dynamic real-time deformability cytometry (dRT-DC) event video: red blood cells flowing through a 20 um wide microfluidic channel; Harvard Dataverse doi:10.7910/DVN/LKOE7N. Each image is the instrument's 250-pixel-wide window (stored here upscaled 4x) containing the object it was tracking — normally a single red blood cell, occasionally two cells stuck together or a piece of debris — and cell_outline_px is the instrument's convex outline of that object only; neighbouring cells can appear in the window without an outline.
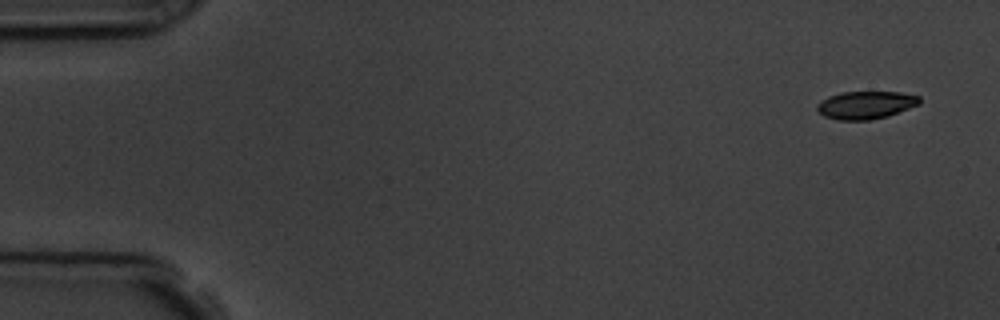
{"species": "common noctule bat (a hibernating species)", "species_latin": "Nyctalus noctula", "temperature_condition": "room temperature", "stored_images_in_passage": 5, "camera_frame_rate_fps": 3000, "um_per_image_px": 0.085, "animal": {"sex": "male", "body_mass_g": 19.5, "forearm_length_mm": 54.6}, "frame": {"image": 1, "passage_image": 1, "time_ms": 0.0, "image_size_px": [1000, 320], "cell_outline_px": [[920, 104], [888, 116], [868, 120], [836, 120], [824, 116], [816, 108], [816, 104], [820, 100], [828, 96], [840, 92], [900, 92], [920, 96]], "centroid_in_image_um": [73.57, 8.92], "position_along_channel_um": 11.4, "area_um2": 16.7}}
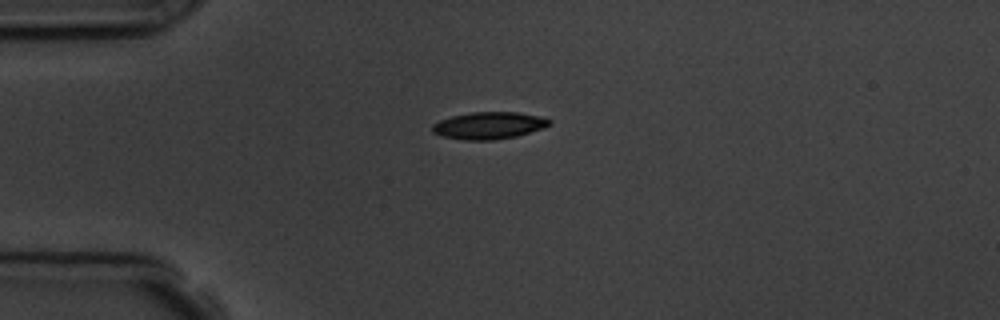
{"frame": {"image": 2, "passage_image": 4, "time_ms": 3.667, "image_size_px": [1000, 320], "cell_outline_px": [[552, 124], [544, 128], [516, 136], [492, 140], [464, 140], [444, 136], [432, 132], [432, 124], [440, 120], [452, 116], [472, 112], [516, 112], [536, 116], [552, 120]], "centroid_in_image_um": [41.56, 10.67], "position_along_channel_um": 43.4, "area_um2": 18.32}}